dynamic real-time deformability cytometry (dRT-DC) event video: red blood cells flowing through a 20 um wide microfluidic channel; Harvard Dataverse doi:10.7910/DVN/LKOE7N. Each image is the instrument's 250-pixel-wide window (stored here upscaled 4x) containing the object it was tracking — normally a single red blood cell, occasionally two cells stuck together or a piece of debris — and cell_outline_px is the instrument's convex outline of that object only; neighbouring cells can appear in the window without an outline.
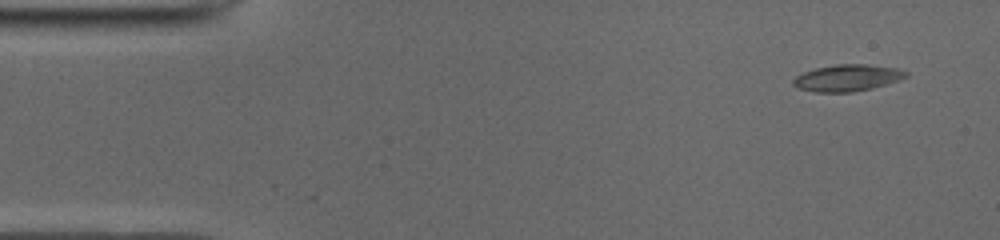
{"species": "common noctule bat (a hibernating species)", "species_latin": "Nyctalus noctula", "temperature_condition": "cold", "stored_images_in_passage": 49, "camera_frame_rate_fps": 3000, "um_per_image_px": 0.085, "animal": {"sex": "male", "body_mass_g": 19.0, "forearm_length_mm": 50.8}, "frame": {"image": 1, "passage_image": 3, "time_ms": 0.667, "image_size_px": [1000, 240], "cell_outline_px": [[908, 76], [900, 80], [872, 88], [852, 92], [816, 92], [800, 88], [792, 84], [792, 80], [796, 76], [804, 72], [816, 68], [836, 64], [868, 64], [896, 68], [908, 72]], "centroid_in_image_um": [72.04, 6.61], "position_along_channel_um": 13.0, "area_um2": 17.46}}
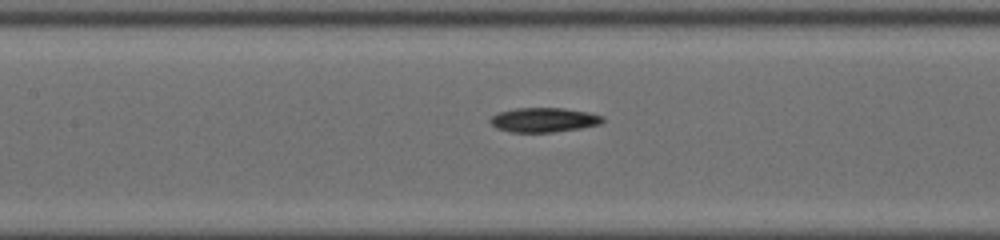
{"frame": {"image": 2, "passage_image": 22, "time_ms": 7.0, "image_size_px": [1000, 240], "cell_outline_px": [[604, 120], [600, 124], [580, 128], [552, 132], [512, 132], [496, 128], [488, 120], [492, 116], [500, 112], [516, 108], [564, 108], [588, 112], [604, 116]], "centroid_in_image_um": [46.23, 10.19], "position_along_channel_um": 161.2, "area_um2": 15.95}}
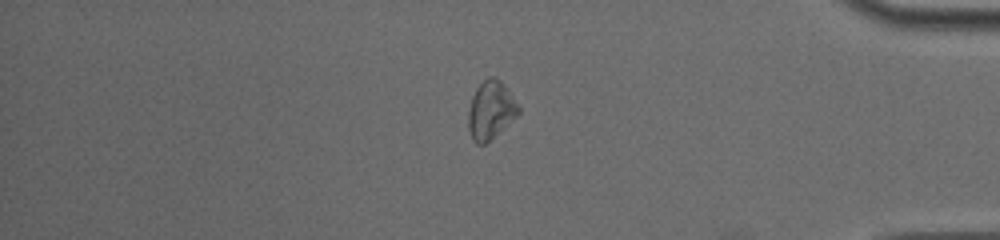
{"frame": {"image": 3, "passage_image": 42, "time_ms": 13.667, "image_size_px": [1000, 240], "cell_outline_px": [[520, 112], [504, 128], [484, 144], [476, 144], [472, 140], [468, 128], [468, 112], [472, 96], [476, 88], [488, 76], [492, 76], [500, 80], [504, 84], [520, 108]], "centroid_in_image_um": [41.69, 9.36], "position_along_channel_um": 393.5, "area_um2": 16.88}}